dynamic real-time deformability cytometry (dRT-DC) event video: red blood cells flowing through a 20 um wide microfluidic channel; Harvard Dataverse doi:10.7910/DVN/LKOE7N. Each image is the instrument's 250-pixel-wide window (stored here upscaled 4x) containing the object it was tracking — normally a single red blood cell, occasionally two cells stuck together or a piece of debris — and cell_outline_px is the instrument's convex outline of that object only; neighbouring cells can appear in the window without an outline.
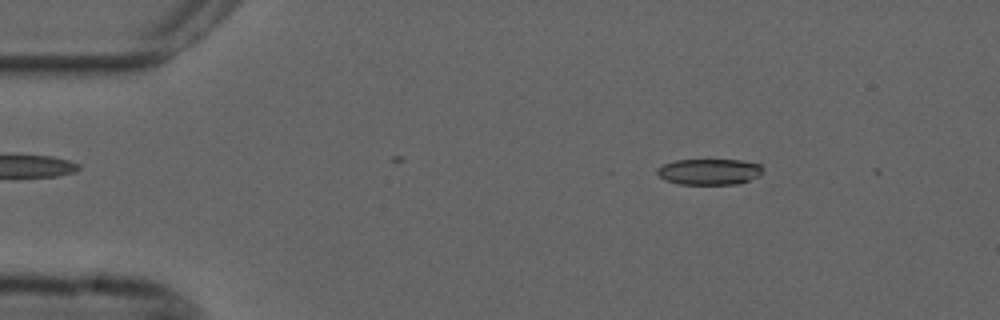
{"species": "common noctule bat (a hibernating species)", "species_latin": "Nyctalus noctula", "temperature_condition": "cold", "stored_images_in_passage": 14, "camera_frame_rate_fps": 3000, "um_per_image_px": 0.085, "animal": {"sex": "male", "forearm_length_mm": 52.5}, "frame": {"image": 1, "passage_image": 8, "time_ms": 2.333, "image_size_px": [1000, 320], "cell_outline_px": [[764, 168], [760, 176], [736, 184], [680, 184], [664, 180], [656, 172], [656, 168], [664, 164], [676, 160], [740, 160], [760, 164]], "centroid_in_image_um": [60.29, 14.59], "position_along_channel_um": 24.7, "area_um2": 16.01}}